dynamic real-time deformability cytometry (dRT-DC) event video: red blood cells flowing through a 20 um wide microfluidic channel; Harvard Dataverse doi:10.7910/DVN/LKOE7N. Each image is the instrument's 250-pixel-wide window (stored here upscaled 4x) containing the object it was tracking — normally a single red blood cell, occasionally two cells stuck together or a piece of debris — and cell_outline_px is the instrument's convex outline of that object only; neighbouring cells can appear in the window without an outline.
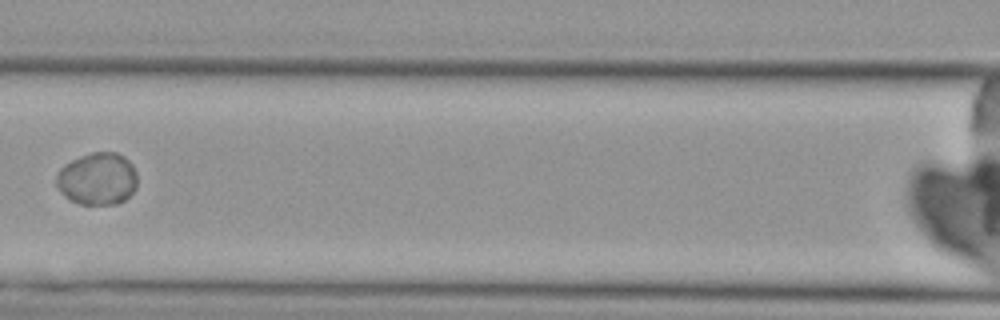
{"species": "Egyptian fruit bat (a non-hibernating species)", "species_latin": "Rousettus aegyptiacus", "temperature_condition": "cold", "stored_images_in_passage": 8, "camera_frame_rate_fps": 3000, "um_per_image_px": 0.085, "animal": {"sex": "female"}, "frame": {"image": 1, "passage_image": 8, "time_ms": 8.667, "image_size_px": [1000, 320], "cell_outline_px": [[136, 188], [124, 200], [116, 204], [80, 204], [72, 200], [56, 184], [56, 176], [60, 168], [64, 164], [80, 156], [92, 152], [116, 152], [124, 156], [132, 164], [136, 172]], "centroid_in_image_um": [8.3, 15.17], "position_along_channel_um": 158.3, "area_um2": 24.45}}